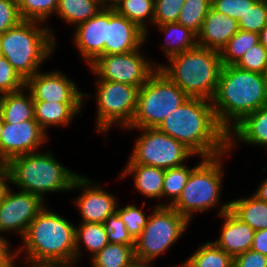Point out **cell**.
<instances>
[{"label": "cell", "mask_w": 267, "mask_h": 267, "mask_svg": "<svg viewBox=\"0 0 267 267\" xmlns=\"http://www.w3.org/2000/svg\"><path fill=\"white\" fill-rule=\"evenodd\" d=\"M157 129L184 144L200 158L215 157L228 151V133L218 123L211 100L189 98Z\"/></svg>", "instance_id": "6da1fadb"}, {"label": "cell", "mask_w": 267, "mask_h": 267, "mask_svg": "<svg viewBox=\"0 0 267 267\" xmlns=\"http://www.w3.org/2000/svg\"><path fill=\"white\" fill-rule=\"evenodd\" d=\"M212 106L220 126L229 133L247 115L267 105V86L262 74L223 66Z\"/></svg>", "instance_id": "7a4b0ae2"}, {"label": "cell", "mask_w": 267, "mask_h": 267, "mask_svg": "<svg viewBox=\"0 0 267 267\" xmlns=\"http://www.w3.org/2000/svg\"><path fill=\"white\" fill-rule=\"evenodd\" d=\"M75 225L64 217L44 207L30 223L25 236L24 245L19 247L26 251V262L29 266L45 261H69L76 259Z\"/></svg>", "instance_id": "3957f363"}, {"label": "cell", "mask_w": 267, "mask_h": 267, "mask_svg": "<svg viewBox=\"0 0 267 267\" xmlns=\"http://www.w3.org/2000/svg\"><path fill=\"white\" fill-rule=\"evenodd\" d=\"M158 69L190 98L212 100L223 67L220 52L196 46L169 58Z\"/></svg>", "instance_id": "277c9868"}, {"label": "cell", "mask_w": 267, "mask_h": 267, "mask_svg": "<svg viewBox=\"0 0 267 267\" xmlns=\"http://www.w3.org/2000/svg\"><path fill=\"white\" fill-rule=\"evenodd\" d=\"M41 26V22L21 20L0 35V55L25 81L40 71L56 47L52 30L48 25Z\"/></svg>", "instance_id": "5b68a950"}, {"label": "cell", "mask_w": 267, "mask_h": 267, "mask_svg": "<svg viewBox=\"0 0 267 267\" xmlns=\"http://www.w3.org/2000/svg\"><path fill=\"white\" fill-rule=\"evenodd\" d=\"M47 152L19 155L8 162L10 184L21 191L38 195L43 201L47 192L71 190L79 175L58 162L51 151Z\"/></svg>", "instance_id": "8992f818"}, {"label": "cell", "mask_w": 267, "mask_h": 267, "mask_svg": "<svg viewBox=\"0 0 267 267\" xmlns=\"http://www.w3.org/2000/svg\"><path fill=\"white\" fill-rule=\"evenodd\" d=\"M190 97L157 69L139 88L137 109L128 129L157 128Z\"/></svg>", "instance_id": "52a82bcc"}, {"label": "cell", "mask_w": 267, "mask_h": 267, "mask_svg": "<svg viewBox=\"0 0 267 267\" xmlns=\"http://www.w3.org/2000/svg\"><path fill=\"white\" fill-rule=\"evenodd\" d=\"M230 151L202 158L187 180L178 200L172 207L191 221L195 212H204L218 205L223 181L222 160ZM228 153V154H227Z\"/></svg>", "instance_id": "ba28073f"}, {"label": "cell", "mask_w": 267, "mask_h": 267, "mask_svg": "<svg viewBox=\"0 0 267 267\" xmlns=\"http://www.w3.org/2000/svg\"><path fill=\"white\" fill-rule=\"evenodd\" d=\"M189 223L172 206H155L141 235L135 240L136 260L153 262L179 240Z\"/></svg>", "instance_id": "9c48e42d"}, {"label": "cell", "mask_w": 267, "mask_h": 267, "mask_svg": "<svg viewBox=\"0 0 267 267\" xmlns=\"http://www.w3.org/2000/svg\"><path fill=\"white\" fill-rule=\"evenodd\" d=\"M97 132H108L117 123L124 129L134 119L139 87L107 80H96Z\"/></svg>", "instance_id": "30bf717a"}, {"label": "cell", "mask_w": 267, "mask_h": 267, "mask_svg": "<svg viewBox=\"0 0 267 267\" xmlns=\"http://www.w3.org/2000/svg\"><path fill=\"white\" fill-rule=\"evenodd\" d=\"M134 144L128 163H137L162 169L184 165L187 158L194 156L184 144L159 131L143 128Z\"/></svg>", "instance_id": "8fae6325"}, {"label": "cell", "mask_w": 267, "mask_h": 267, "mask_svg": "<svg viewBox=\"0 0 267 267\" xmlns=\"http://www.w3.org/2000/svg\"><path fill=\"white\" fill-rule=\"evenodd\" d=\"M137 49L123 54L101 55L89 67L97 80H107L142 87L158 69ZM153 63V64H152Z\"/></svg>", "instance_id": "7c38bea8"}, {"label": "cell", "mask_w": 267, "mask_h": 267, "mask_svg": "<svg viewBox=\"0 0 267 267\" xmlns=\"http://www.w3.org/2000/svg\"><path fill=\"white\" fill-rule=\"evenodd\" d=\"M12 190L9 186L0 202V232L14 230L22 239L45 204L38 195Z\"/></svg>", "instance_id": "4fadbf2b"}, {"label": "cell", "mask_w": 267, "mask_h": 267, "mask_svg": "<svg viewBox=\"0 0 267 267\" xmlns=\"http://www.w3.org/2000/svg\"><path fill=\"white\" fill-rule=\"evenodd\" d=\"M75 81L59 71L37 72L25 82L34 102L85 103L89 98L77 88Z\"/></svg>", "instance_id": "5bb4252c"}, {"label": "cell", "mask_w": 267, "mask_h": 267, "mask_svg": "<svg viewBox=\"0 0 267 267\" xmlns=\"http://www.w3.org/2000/svg\"><path fill=\"white\" fill-rule=\"evenodd\" d=\"M47 136L36 120L4 123L0 139V162L8 163L16 156L36 152L48 141Z\"/></svg>", "instance_id": "9a60e30c"}, {"label": "cell", "mask_w": 267, "mask_h": 267, "mask_svg": "<svg viewBox=\"0 0 267 267\" xmlns=\"http://www.w3.org/2000/svg\"><path fill=\"white\" fill-rule=\"evenodd\" d=\"M97 182L78 175L73 181L71 190L82 189V193L75 201L81 214L83 223H102L106 218L116 212L117 198L104 190Z\"/></svg>", "instance_id": "2e32d148"}, {"label": "cell", "mask_w": 267, "mask_h": 267, "mask_svg": "<svg viewBox=\"0 0 267 267\" xmlns=\"http://www.w3.org/2000/svg\"><path fill=\"white\" fill-rule=\"evenodd\" d=\"M147 36H149L148 33L137 24L116 10L108 9L107 41H105L104 55L123 54L140 49Z\"/></svg>", "instance_id": "e0dca14e"}, {"label": "cell", "mask_w": 267, "mask_h": 267, "mask_svg": "<svg viewBox=\"0 0 267 267\" xmlns=\"http://www.w3.org/2000/svg\"><path fill=\"white\" fill-rule=\"evenodd\" d=\"M108 9L101 10L92 18L77 25L74 30V43L87 65L104 55L107 41Z\"/></svg>", "instance_id": "ac0fdd59"}, {"label": "cell", "mask_w": 267, "mask_h": 267, "mask_svg": "<svg viewBox=\"0 0 267 267\" xmlns=\"http://www.w3.org/2000/svg\"><path fill=\"white\" fill-rule=\"evenodd\" d=\"M219 210L217 211L219 216L225 221L219 238L213 243L233 258L250 250L255 230L230 211V202L221 204Z\"/></svg>", "instance_id": "d6986e66"}, {"label": "cell", "mask_w": 267, "mask_h": 267, "mask_svg": "<svg viewBox=\"0 0 267 267\" xmlns=\"http://www.w3.org/2000/svg\"><path fill=\"white\" fill-rule=\"evenodd\" d=\"M238 30L236 19L211 7L203 21L200 32L197 34V44L200 47L220 52Z\"/></svg>", "instance_id": "ffe728a7"}, {"label": "cell", "mask_w": 267, "mask_h": 267, "mask_svg": "<svg viewBox=\"0 0 267 267\" xmlns=\"http://www.w3.org/2000/svg\"><path fill=\"white\" fill-rule=\"evenodd\" d=\"M238 140L248 145L267 147V105L247 115L228 133L229 151L236 147Z\"/></svg>", "instance_id": "44dd1931"}, {"label": "cell", "mask_w": 267, "mask_h": 267, "mask_svg": "<svg viewBox=\"0 0 267 267\" xmlns=\"http://www.w3.org/2000/svg\"><path fill=\"white\" fill-rule=\"evenodd\" d=\"M134 175V185L141 195L158 200L162 198L165 169L137 163H127L119 178Z\"/></svg>", "instance_id": "7402d4cb"}, {"label": "cell", "mask_w": 267, "mask_h": 267, "mask_svg": "<svg viewBox=\"0 0 267 267\" xmlns=\"http://www.w3.org/2000/svg\"><path fill=\"white\" fill-rule=\"evenodd\" d=\"M83 103L34 102V119L47 133L50 126H68L78 115Z\"/></svg>", "instance_id": "603a6c76"}, {"label": "cell", "mask_w": 267, "mask_h": 267, "mask_svg": "<svg viewBox=\"0 0 267 267\" xmlns=\"http://www.w3.org/2000/svg\"><path fill=\"white\" fill-rule=\"evenodd\" d=\"M26 88L14 93L0 96V114L4 123H21L34 119V101L30 92L24 93Z\"/></svg>", "instance_id": "cb8c5ba5"}, {"label": "cell", "mask_w": 267, "mask_h": 267, "mask_svg": "<svg viewBox=\"0 0 267 267\" xmlns=\"http://www.w3.org/2000/svg\"><path fill=\"white\" fill-rule=\"evenodd\" d=\"M230 211L253 230L267 229V202L255 195L231 200Z\"/></svg>", "instance_id": "d4e9b609"}, {"label": "cell", "mask_w": 267, "mask_h": 267, "mask_svg": "<svg viewBox=\"0 0 267 267\" xmlns=\"http://www.w3.org/2000/svg\"><path fill=\"white\" fill-rule=\"evenodd\" d=\"M155 26H158L164 35L166 34V44H163L165 46L161 47H163L167 59L186 50L193 49L198 45L197 35L189 28H186L177 22L164 23Z\"/></svg>", "instance_id": "484cf974"}, {"label": "cell", "mask_w": 267, "mask_h": 267, "mask_svg": "<svg viewBox=\"0 0 267 267\" xmlns=\"http://www.w3.org/2000/svg\"><path fill=\"white\" fill-rule=\"evenodd\" d=\"M75 227L76 260L81 257V245L91 253V258L99 253L108 243L107 230L102 223H83ZM81 244V245H80Z\"/></svg>", "instance_id": "4316f807"}, {"label": "cell", "mask_w": 267, "mask_h": 267, "mask_svg": "<svg viewBox=\"0 0 267 267\" xmlns=\"http://www.w3.org/2000/svg\"><path fill=\"white\" fill-rule=\"evenodd\" d=\"M101 8L100 0H59L56 15L75 27L95 16Z\"/></svg>", "instance_id": "83f0119b"}, {"label": "cell", "mask_w": 267, "mask_h": 267, "mask_svg": "<svg viewBox=\"0 0 267 267\" xmlns=\"http://www.w3.org/2000/svg\"><path fill=\"white\" fill-rule=\"evenodd\" d=\"M134 246L109 242L99 253L91 258V266L129 267L136 259Z\"/></svg>", "instance_id": "f1b7e54d"}, {"label": "cell", "mask_w": 267, "mask_h": 267, "mask_svg": "<svg viewBox=\"0 0 267 267\" xmlns=\"http://www.w3.org/2000/svg\"><path fill=\"white\" fill-rule=\"evenodd\" d=\"M258 43H260L259 33L239 29L220 51L223 66L235 65L249 49Z\"/></svg>", "instance_id": "f546056e"}, {"label": "cell", "mask_w": 267, "mask_h": 267, "mask_svg": "<svg viewBox=\"0 0 267 267\" xmlns=\"http://www.w3.org/2000/svg\"><path fill=\"white\" fill-rule=\"evenodd\" d=\"M233 263L234 258L213 242L200 246L184 262L187 267H230Z\"/></svg>", "instance_id": "4dcf8cb0"}, {"label": "cell", "mask_w": 267, "mask_h": 267, "mask_svg": "<svg viewBox=\"0 0 267 267\" xmlns=\"http://www.w3.org/2000/svg\"><path fill=\"white\" fill-rule=\"evenodd\" d=\"M154 5L155 0H124L116 11L147 33L146 23H153L154 20Z\"/></svg>", "instance_id": "1f68e13d"}, {"label": "cell", "mask_w": 267, "mask_h": 267, "mask_svg": "<svg viewBox=\"0 0 267 267\" xmlns=\"http://www.w3.org/2000/svg\"><path fill=\"white\" fill-rule=\"evenodd\" d=\"M194 168L195 167L189 168V166L184 164L178 167L165 169L162 197H168L171 201L167 204H158V206H172L178 200L187 183L191 171Z\"/></svg>", "instance_id": "d6a6232c"}, {"label": "cell", "mask_w": 267, "mask_h": 267, "mask_svg": "<svg viewBox=\"0 0 267 267\" xmlns=\"http://www.w3.org/2000/svg\"><path fill=\"white\" fill-rule=\"evenodd\" d=\"M211 5V0H185L177 23L189 28L197 35Z\"/></svg>", "instance_id": "836d02e7"}, {"label": "cell", "mask_w": 267, "mask_h": 267, "mask_svg": "<svg viewBox=\"0 0 267 267\" xmlns=\"http://www.w3.org/2000/svg\"><path fill=\"white\" fill-rule=\"evenodd\" d=\"M59 0H18V11L22 20L44 22L56 13Z\"/></svg>", "instance_id": "e575fe53"}, {"label": "cell", "mask_w": 267, "mask_h": 267, "mask_svg": "<svg viewBox=\"0 0 267 267\" xmlns=\"http://www.w3.org/2000/svg\"><path fill=\"white\" fill-rule=\"evenodd\" d=\"M237 22L240 30L260 33L267 24V0H258Z\"/></svg>", "instance_id": "d590c367"}, {"label": "cell", "mask_w": 267, "mask_h": 267, "mask_svg": "<svg viewBox=\"0 0 267 267\" xmlns=\"http://www.w3.org/2000/svg\"><path fill=\"white\" fill-rule=\"evenodd\" d=\"M116 212L124 222L129 234L136 240L146 226L149 216H146L144 211L135 205H126L124 208L117 206Z\"/></svg>", "instance_id": "8d00e7d4"}, {"label": "cell", "mask_w": 267, "mask_h": 267, "mask_svg": "<svg viewBox=\"0 0 267 267\" xmlns=\"http://www.w3.org/2000/svg\"><path fill=\"white\" fill-rule=\"evenodd\" d=\"M25 82L7 59L0 55V96L22 90Z\"/></svg>", "instance_id": "74e56055"}, {"label": "cell", "mask_w": 267, "mask_h": 267, "mask_svg": "<svg viewBox=\"0 0 267 267\" xmlns=\"http://www.w3.org/2000/svg\"><path fill=\"white\" fill-rule=\"evenodd\" d=\"M185 0H155L153 24L177 22Z\"/></svg>", "instance_id": "f35d334b"}, {"label": "cell", "mask_w": 267, "mask_h": 267, "mask_svg": "<svg viewBox=\"0 0 267 267\" xmlns=\"http://www.w3.org/2000/svg\"><path fill=\"white\" fill-rule=\"evenodd\" d=\"M267 65V50L261 45L256 44L249 49L243 57L235 64L240 69L262 74Z\"/></svg>", "instance_id": "ab89813d"}, {"label": "cell", "mask_w": 267, "mask_h": 267, "mask_svg": "<svg viewBox=\"0 0 267 267\" xmlns=\"http://www.w3.org/2000/svg\"><path fill=\"white\" fill-rule=\"evenodd\" d=\"M104 225L107 230V236L110 243L135 245V240L129 234L124 222L117 212L108 216Z\"/></svg>", "instance_id": "60d3db41"}, {"label": "cell", "mask_w": 267, "mask_h": 267, "mask_svg": "<svg viewBox=\"0 0 267 267\" xmlns=\"http://www.w3.org/2000/svg\"><path fill=\"white\" fill-rule=\"evenodd\" d=\"M257 1L258 0H212L211 7L238 21Z\"/></svg>", "instance_id": "b9f144b4"}, {"label": "cell", "mask_w": 267, "mask_h": 267, "mask_svg": "<svg viewBox=\"0 0 267 267\" xmlns=\"http://www.w3.org/2000/svg\"><path fill=\"white\" fill-rule=\"evenodd\" d=\"M21 20L18 0H0V35L16 26Z\"/></svg>", "instance_id": "7bdbcfd3"}, {"label": "cell", "mask_w": 267, "mask_h": 267, "mask_svg": "<svg viewBox=\"0 0 267 267\" xmlns=\"http://www.w3.org/2000/svg\"><path fill=\"white\" fill-rule=\"evenodd\" d=\"M238 267H267V256L252 249L234 257Z\"/></svg>", "instance_id": "ee69618b"}, {"label": "cell", "mask_w": 267, "mask_h": 267, "mask_svg": "<svg viewBox=\"0 0 267 267\" xmlns=\"http://www.w3.org/2000/svg\"><path fill=\"white\" fill-rule=\"evenodd\" d=\"M10 243H8L7 239L0 234V267H15L14 265L17 259L16 251L11 253V249L9 248ZM9 248V249H8Z\"/></svg>", "instance_id": "f6af8a7d"}, {"label": "cell", "mask_w": 267, "mask_h": 267, "mask_svg": "<svg viewBox=\"0 0 267 267\" xmlns=\"http://www.w3.org/2000/svg\"><path fill=\"white\" fill-rule=\"evenodd\" d=\"M251 249L267 256V229L255 231Z\"/></svg>", "instance_id": "bcb514c9"}, {"label": "cell", "mask_w": 267, "mask_h": 267, "mask_svg": "<svg viewBox=\"0 0 267 267\" xmlns=\"http://www.w3.org/2000/svg\"><path fill=\"white\" fill-rule=\"evenodd\" d=\"M10 170L8 163L0 162V202L3 199V195L10 185Z\"/></svg>", "instance_id": "7dc6e473"}, {"label": "cell", "mask_w": 267, "mask_h": 267, "mask_svg": "<svg viewBox=\"0 0 267 267\" xmlns=\"http://www.w3.org/2000/svg\"><path fill=\"white\" fill-rule=\"evenodd\" d=\"M78 260H69V261H45L35 265H31L30 267H77L75 264ZM75 265V266H74Z\"/></svg>", "instance_id": "c3c4849f"}, {"label": "cell", "mask_w": 267, "mask_h": 267, "mask_svg": "<svg viewBox=\"0 0 267 267\" xmlns=\"http://www.w3.org/2000/svg\"><path fill=\"white\" fill-rule=\"evenodd\" d=\"M253 195H255L258 199L267 202V178L261 182Z\"/></svg>", "instance_id": "681fc988"}, {"label": "cell", "mask_w": 267, "mask_h": 267, "mask_svg": "<svg viewBox=\"0 0 267 267\" xmlns=\"http://www.w3.org/2000/svg\"><path fill=\"white\" fill-rule=\"evenodd\" d=\"M123 1L124 0H100V5L104 9L116 10Z\"/></svg>", "instance_id": "f907efd6"}, {"label": "cell", "mask_w": 267, "mask_h": 267, "mask_svg": "<svg viewBox=\"0 0 267 267\" xmlns=\"http://www.w3.org/2000/svg\"><path fill=\"white\" fill-rule=\"evenodd\" d=\"M260 35V43L267 50V24L259 33Z\"/></svg>", "instance_id": "816d5d0a"}, {"label": "cell", "mask_w": 267, "mask_h": 267, "mask_svg": "<svg viewBox=\"0 0 267 267\" xmlns=\"http://www.w3.org/2000/svg\"><path fill=\"white\" fill-rule=\"evenodd\" d=\"M129 267H154L151 262L134 260Z\"/></svg>", "instance_id": "f5cc1de1"}, {"label": "cell", "mask_w": 267, "mask_h": 267, "mask_svg": "<svg viewBox=\"0 0 267 267\" xmlns=\"http://www.w3.org/2000/svg\"><path fill=\"white\" fill-rule=\"evenodd\" d=\"M3 127H4V121H3L2 115L0 114V139H1Z\"/></svg>", "instance_id": "db71d44e"}, {"label": "cell", "mask_w": 267, "mask_h": 267, "mask_svg": "<svg viewBox=\"0 0 267 267\" xmlns=\"http://www.w3.org/2000/svg\"><path fill=\"white\" fill-rule=\"evenodd\" d=\"M262 76H263V79L265 80L266 86H267V65H266V67L262 73Z\"/></svg>", "instance_id": "11a10c76"}, {"label": "cell", "mask_w": 267, "mask_h": 267, "mask_svg": "<svg viewBox=\"0 0 267 267\" xmlns=\"http://www.w3.org/2000/svg\"><path fill=\"white\" fill-rule=\"evenodd\" d=\"M230 267H238L235 263H233Z\"/></svg>", "instance_id": "9f6ffc18"}, {"label": "cell", "mask_w": 267, "mask_h": 267, "mask_svg": "<svg viewBox=\"0 0 267 267\" xmlns=\"http://www.w3.org/2000/svg\"><path fill=\"white\" fill-rule=\"evenodd\" d=\"M173 267H175V266H173ZM177 267V266H176ZM180 267V266H179ZM181 267H187L184 263L181 265Z\"/></svg>", "instance_id": "6f0895ef"}]
</instances>
